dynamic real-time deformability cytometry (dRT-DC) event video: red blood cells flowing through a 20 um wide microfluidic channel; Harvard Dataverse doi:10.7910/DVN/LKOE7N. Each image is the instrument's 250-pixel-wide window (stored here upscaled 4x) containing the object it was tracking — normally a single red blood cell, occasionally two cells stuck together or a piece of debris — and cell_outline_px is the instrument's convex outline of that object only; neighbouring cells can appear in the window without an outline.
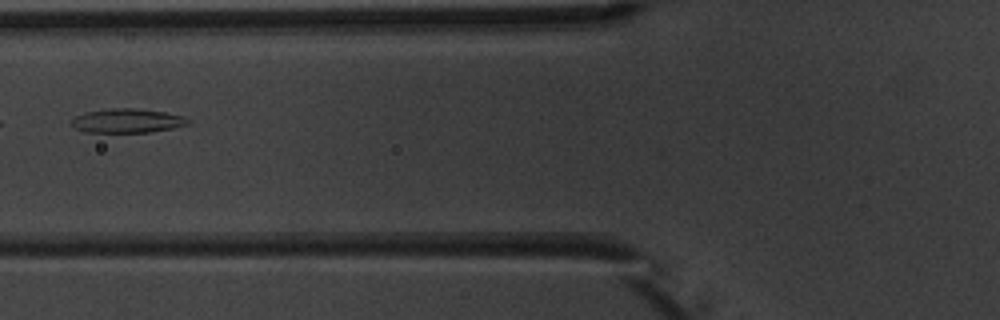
{"species": "common noctule bat (a hibernating species)", "species_latin": "Nyctalus noctula", "temperature_condition": "warm", "stored_images_in_passage": 6, "camera_frame_rate_fps": 3000, "um_per_image_px": 0.085, "animal": {"sex": "male", "body_mass_g": 20.1, "forearm_length_mm": 53.5}, "frame": {"image": 1, "passage_image": 5, "time_ms": 5.0, "image_size_px": [1000, 320], "cell_outline_px": [[192, 124], [172, 128], [148, 132], [84, 132], [68, 124], [76, 116], [84, 112], [108, 108], [132, 108], [164, 112], [184, 116]], "centroid_in_image_um": [10.79, 10.26], "position_along_channel_um": 115.0, "area_um2": 16.42}}
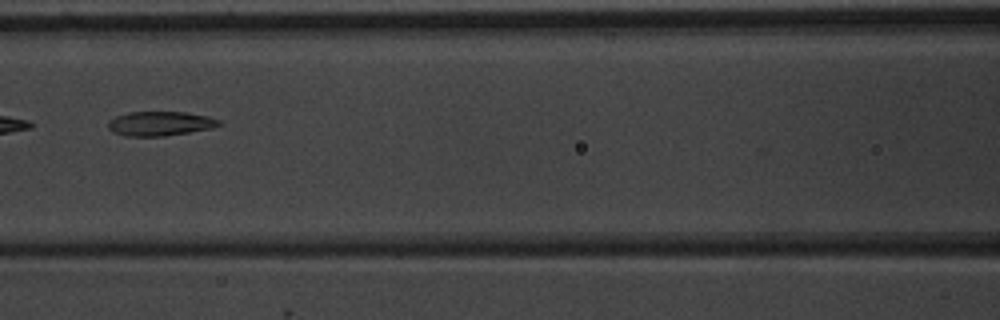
{"frame": {"image": 2, "passage_image": 6, "time_ms": 6.0, "image_size_px": [1000, 320], "cell_outline_px": [[220, 124], [212, 128], [164, 136], [124, 136], [112, 132], [108, 128], [108, 120], [116, 116], [128, 112], [184, 112], [208, 116], [220, 120]], "centroid_in_image_um": [13.56, 10.5], "position_along_channel_um": 153.0, "area_um2": 15.72}}